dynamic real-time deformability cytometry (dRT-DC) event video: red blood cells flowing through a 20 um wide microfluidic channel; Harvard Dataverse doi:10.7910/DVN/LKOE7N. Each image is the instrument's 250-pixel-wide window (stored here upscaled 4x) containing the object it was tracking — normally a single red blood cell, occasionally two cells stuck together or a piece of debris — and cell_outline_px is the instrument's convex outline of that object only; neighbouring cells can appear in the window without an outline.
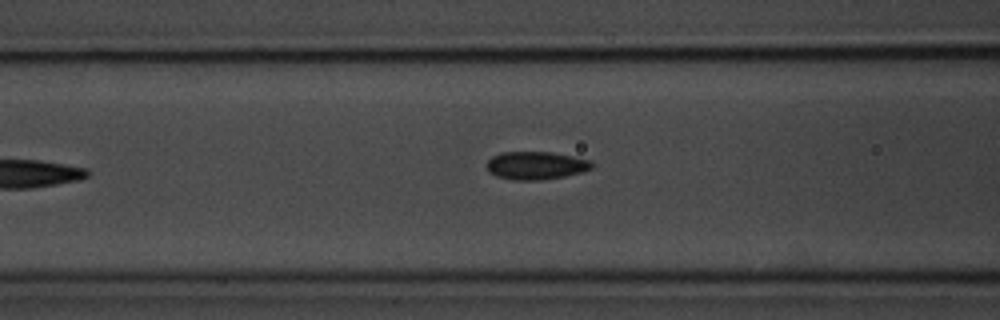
{"species": "common noctule bat (a hibernating species)", "species_latin": "Nyctalus noctula", "temperature_condition": "room temperature", "stored_images_in_passage": 6, "camera_frame_rate_fps": 3000, "um_per_image_px": 0.085, "animal": {"sex": "male", "body_mass_g": 20.1, "forearm_length_mm": 53.5}, "frame": {"image": 1, "passage_image": 6, "time_ms": 6.667, "image_size_px": [1000, 320], "cell_outline_px": [[592, 168], [580, 172], [564, 176], [540, 180], [512, 180], [496, 176], [488, 172], [488, 160], [492, 156], [500, 152], [552, 152], [592, 160]], "centroid_in_image_um": [45.53, 14.06], "position_along_channel_um": 121.1, "area_um2": 17.11}}